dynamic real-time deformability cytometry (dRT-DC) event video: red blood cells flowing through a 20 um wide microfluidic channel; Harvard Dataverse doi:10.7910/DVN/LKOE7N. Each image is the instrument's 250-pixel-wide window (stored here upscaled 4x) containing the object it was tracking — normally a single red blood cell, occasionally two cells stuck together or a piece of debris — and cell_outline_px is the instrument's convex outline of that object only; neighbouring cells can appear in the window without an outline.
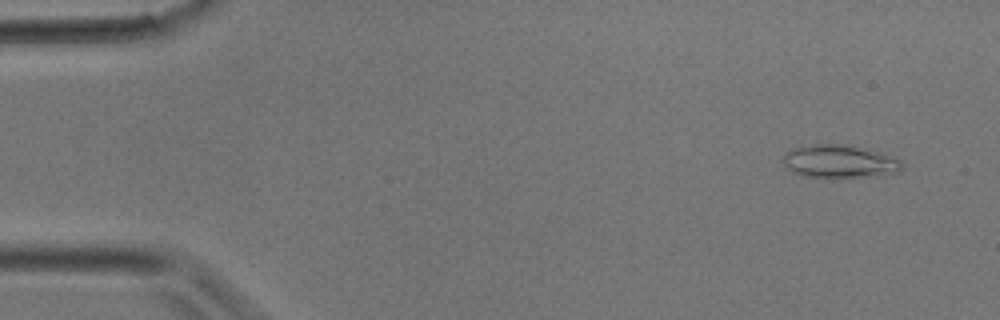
{"species": "common noctule bat (a hibernating species)", "species_latin": "Nyctalus noctula", "temperature_condition": "room temperature", "stored_images_in_passage": 31, "camera_frame_rate_fps": 3000, "um_per_image_px": 0.085, "animal": {"sex": "male", "body_mass_g": 17.9}, "frame": {"image": 1, "passage_image": 2, "time_ms": 0.333, "image_size_px": [1000, 320], "cell_outline_px": [[904, 168], [896, 172], [876, 176], [804, 176], [792, 172], [784, 164], [784, 152], [792, 148], [816, 144], [848, 144], [880, 152], [892, 156], [900, 160], [904, 164]], "centroid_in_image_um": [71.38, 13.7], "position_along_channel_um": 13.6, "area_um2": 22.66}}
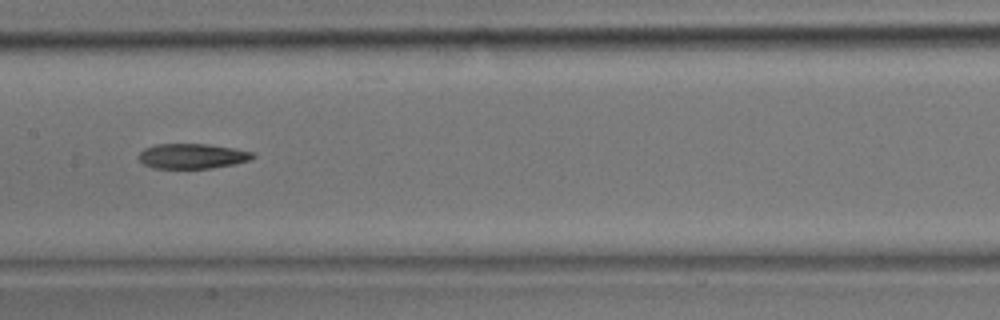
{"frame": {"image": 2, "passage_image": 15, "time_ms": 4.667, "image_size_px": [1000, 320], "cell_outline_px": [[256, 156], [248, 160], [232, 164], [212, 168], [152, 168], [144, 164], [136, 156], [144, 148], [156, 144], [208, 144], [236, 148], [252, 152]], "centroid_in_image_um": [16.31, 13.26], "position_along_channel_um": 191.1, "area_um2": 16.65}}
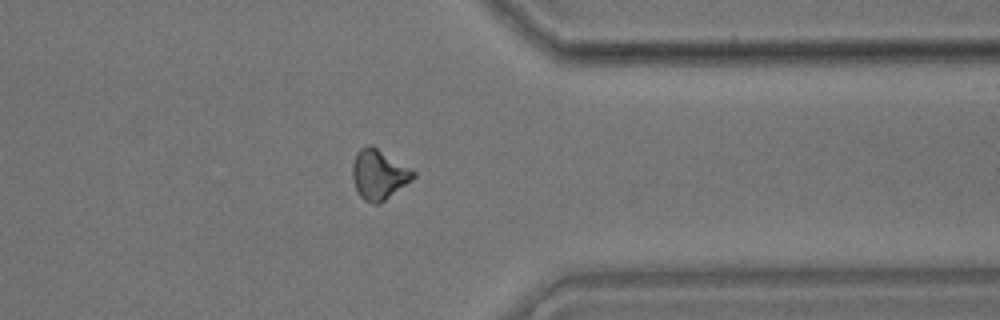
{"frame": {"image": 3, "passage_image": 24, "time_ms": 7.667, "image_size_px": [1000, 320], "cell_outline_px": [[416, 176], [412, 180], [384, 200], [376, 204], [364, 200], [360, 196], [352, 180], [352, 164], [356, 152], [360, 148], [368, 144], [372, 144], [416, 172]], "centroid_in_image_um": [32.18, 14.8], "position_along_channel_um": 379.2, "area_um2": 17.63}}